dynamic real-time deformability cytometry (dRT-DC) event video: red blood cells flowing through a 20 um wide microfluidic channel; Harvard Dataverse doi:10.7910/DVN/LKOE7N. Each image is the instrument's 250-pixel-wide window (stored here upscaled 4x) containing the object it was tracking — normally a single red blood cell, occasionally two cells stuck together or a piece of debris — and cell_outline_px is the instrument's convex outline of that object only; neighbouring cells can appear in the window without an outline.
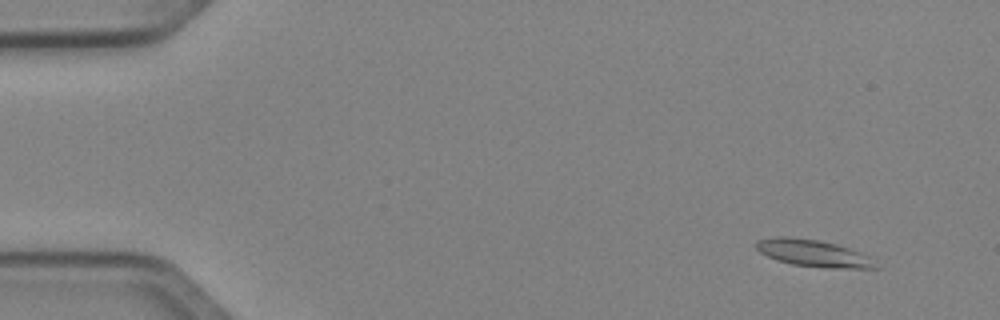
{"species": "Egyptian fruit bat (a non-hibernating species)", "species_latin": "Rousettus aegyptiacus", "temperature_condition": "cold", "stored_images_in_passage": 17, "camera_frame_rate_fps": 3000, "um_per_image_px": 0.085, "animal": {"sex": "female"}, "frame": {"image": 1, "passage_image": 5, "time_ms": 1.333, "image_size_px": [1000, 320], "cell_outline_px": [[880, 268], [824, 268], [792, 264], [776, 260], [760, 252], [756, 248], [756, 240], [772, 236], [784, 236], [816, 240], [836, 244], [848, 248], [868, 256]], "centroid_in_image_um": [69.08, 21.52], "position_along_channel_um": 15.9, "area_um2": 18.61}}
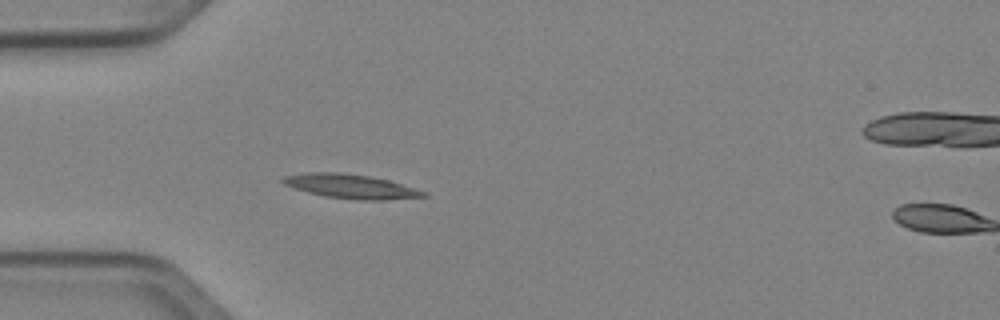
{"frame": {"image": 2, "passage_image": 16, "time_ms": 5.0, "image_size_px": [1000, 320], "cell_outline_px": [[428, 196], [384, 200], [360, 200], [324, 196], [308, 192], [284, 184], [280, 180], [284, 176], [308, 172], [340, 172], [368, 176], [388, 180], [428, 192]], "centroid_in_image_um": [29.83, 15.84], "position_along_channel_um": 55.2, "area_um2": 19.65}}